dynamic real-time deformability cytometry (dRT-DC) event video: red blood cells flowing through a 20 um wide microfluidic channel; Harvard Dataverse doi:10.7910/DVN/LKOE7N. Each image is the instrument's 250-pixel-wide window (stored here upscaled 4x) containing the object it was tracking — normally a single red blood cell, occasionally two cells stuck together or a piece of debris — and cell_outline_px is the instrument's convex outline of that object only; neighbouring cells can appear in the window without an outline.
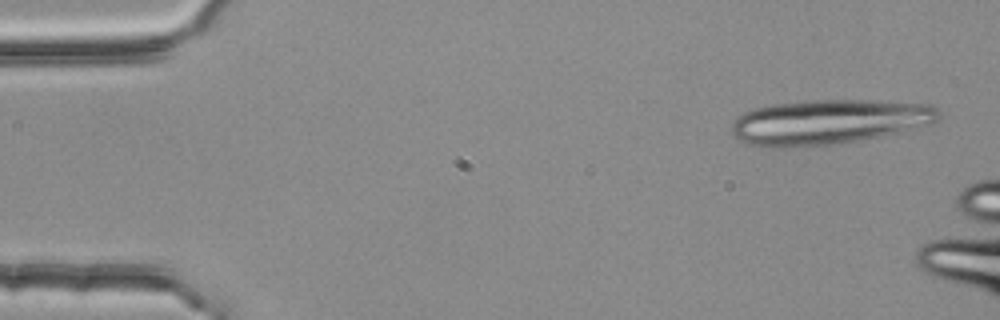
{"species": "common noctule bat (a hibernating species)", "species_latin": "Nyctalus noctula", "temperature_condition": "room temperature", "stored_images_in_passage": 3, "camera_frame_rate_fps": 3000, "um_per_image_px": 0.085, "animal": {"sex": "female", "body_mass_g": 25.1}, "frame": {"image": 1, "passage_image": 1, "time_ms": 0.0, "image_size_px": [1000, 320], "cell_outline_px": [[940, 116], [932, 124], [920, 128], [884, 136], [840, 144], [788, 148], [760, 148], [748, 144], [740, 140], [732, 132], [732, 124], [736, 116], [752, 108], [772, 104], [812, 100], [868, 100], [936, 104], [940, 108]], "centroid_in_image_um": [70.48, 10.38], "position_along_channel_um": 14.5, "area_um2": 55.37}}